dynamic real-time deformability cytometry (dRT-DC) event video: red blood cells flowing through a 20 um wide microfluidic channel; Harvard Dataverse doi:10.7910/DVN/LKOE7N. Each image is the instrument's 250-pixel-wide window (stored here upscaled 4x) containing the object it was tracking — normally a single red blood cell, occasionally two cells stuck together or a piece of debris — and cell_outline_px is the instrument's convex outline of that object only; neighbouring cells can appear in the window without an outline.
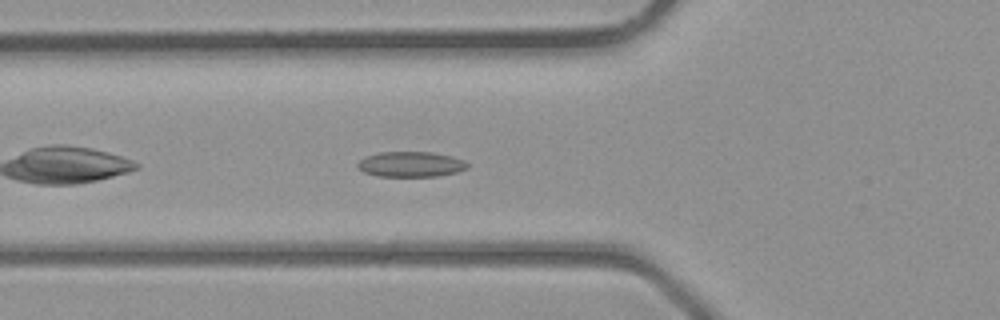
{"species": "common noctule bat (a hibernating species)", "species_latin": "Nyctalus noctula", "temperature_condition": "room temperature", "stored_images_in_passage": 30, "camera_frame_rate_fps": 3000, "um_per_image_px": 0.085, "animal": {"sex": "male", "body_mass_g": 23.1, "forearm_length_mm": 52.7}, "frame": {"image": 1, "passage_image": 4, "time_ms": 1.0, "image_size_px": [1000, 320], "cell_outline_px": [[468, 168], [456, 172], [436, 176], [380, 176], [364, 172], [356, 164], [360, 160], [368, 156], [380, 152], [432, 152], [452, 156], [464, 160], [468, 164]], "centroid_in_image_um": [34.95, 13.96], "position_along_channel_um": 90.8, "area_um2": 16.01}}
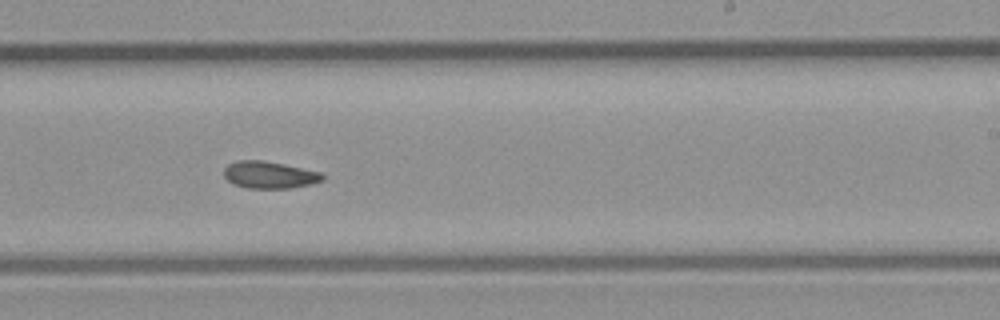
{"frame": {"image": 2, "passage_image": 14, "time_ms": 4.333, "image_size_px": [1000, 320], "cell_outline_px": [[324, 180], [312, 184], [292, 188], [248, 188], [232, 184], [224, 176], [224, 168], [228, 164], [240, 160], [260, 160], [320, 172], [324, 176]], "centroid_in_image_um": [22.88, 14.88], "position_along_channel_um": 266.1, "area_um2": 15.37}}
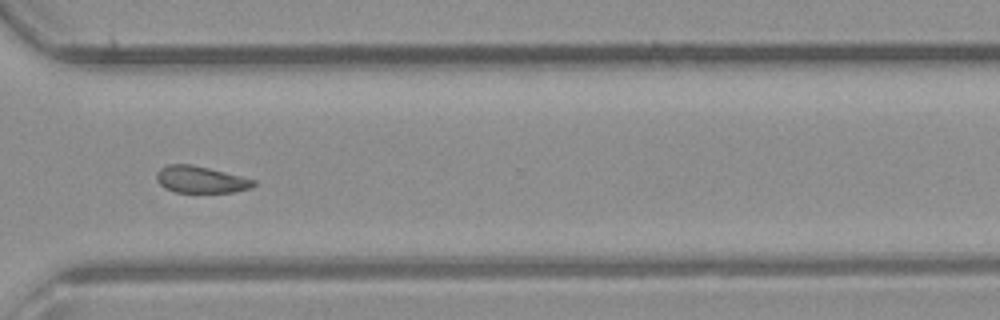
{"frame": {"image": 3, "passage_image": 19, "time_ms": 6.0, "image_size_px": [1000, 320], "cell_outline_px": [[256, 184], [252, 188], [232, 192], [176, 192], [164, 188], [156, 180], [156, 172], [160, 168], [168, 164], [192, 164], [256, 180]], "centroid_in_image_um": [17.04, 15.26], "position_along_channel_um": 353.6, "area_um2": 15.14}}